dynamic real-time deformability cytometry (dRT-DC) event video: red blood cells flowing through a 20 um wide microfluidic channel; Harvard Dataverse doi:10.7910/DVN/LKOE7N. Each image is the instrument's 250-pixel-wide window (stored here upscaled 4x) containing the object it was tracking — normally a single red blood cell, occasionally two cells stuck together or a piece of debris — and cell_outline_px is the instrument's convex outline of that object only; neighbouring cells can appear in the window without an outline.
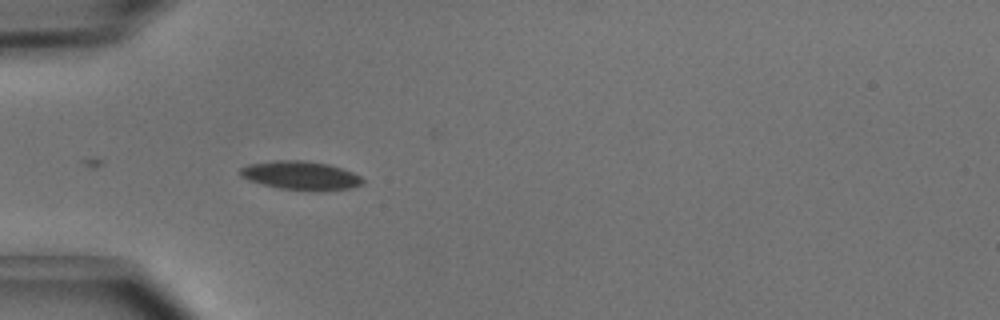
{"species": "common noctule bat (a hibernating species)", "species_latin": "Nyctalus noctula", "temperature_condition": "cold", "stored_images_in_passage": 20, "camera_frame_rate_fps": 3000, "um_per_image_px": 0.085, "animal": {"sex": "male", "body_mass_g": 15.6}, "frame": {"image": 1, "passage_image": 6, "time_ms": 1.667, "image_size_px": [1000, 320], "cell_outline_px": [[364, 184], [352, 188], [320, 192], [280, 188], [248, 180], [240, 176], [236, 172], [240, 168], [248, 164], [276, 160], [304, 160], [328, 164], [352, 172], [360, 176], [364, 180]], "centroid_in_image_um": [25.56, 14.92], "position_along_channel_um": 59.4, "area_um2": 20.75}}